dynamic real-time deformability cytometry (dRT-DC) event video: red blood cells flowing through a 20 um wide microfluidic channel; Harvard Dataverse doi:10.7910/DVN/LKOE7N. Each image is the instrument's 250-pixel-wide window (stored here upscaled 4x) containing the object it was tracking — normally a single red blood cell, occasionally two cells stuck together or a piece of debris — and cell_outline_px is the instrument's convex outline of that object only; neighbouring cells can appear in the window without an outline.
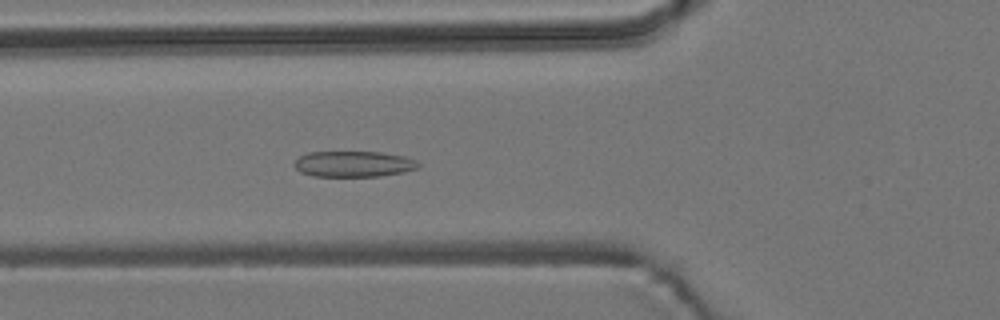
{"species": "common noctule bat (a hibernating species)", "species_latin": "Nyctalus noctula", "temperature_condition": "room temperature", "stored_images_in_passage": 5, "camera_frame_rate_fps": 3000, "um_per_image_px": 0.085, "animal": {"sex": "male", "body_mass_g": 19.2, "forearm_length_mm": 51.8}, "frame": {"image": 1, "passage_image": 5, "time_ms": 1.333, "image_size_px": [1000, 320], "cell_outline_px": [[420, 164], [416, 168], [404, 172], [380, 176], [312, 176], [300, 172], [292, 164], [300, 156], [308, 152], [380, 152], [404, 156], [416, 160]], "centroid_in_image_um": [30.04, 13.94], "position_along_channel_um": 95.8, "area_um2": 18.67}}